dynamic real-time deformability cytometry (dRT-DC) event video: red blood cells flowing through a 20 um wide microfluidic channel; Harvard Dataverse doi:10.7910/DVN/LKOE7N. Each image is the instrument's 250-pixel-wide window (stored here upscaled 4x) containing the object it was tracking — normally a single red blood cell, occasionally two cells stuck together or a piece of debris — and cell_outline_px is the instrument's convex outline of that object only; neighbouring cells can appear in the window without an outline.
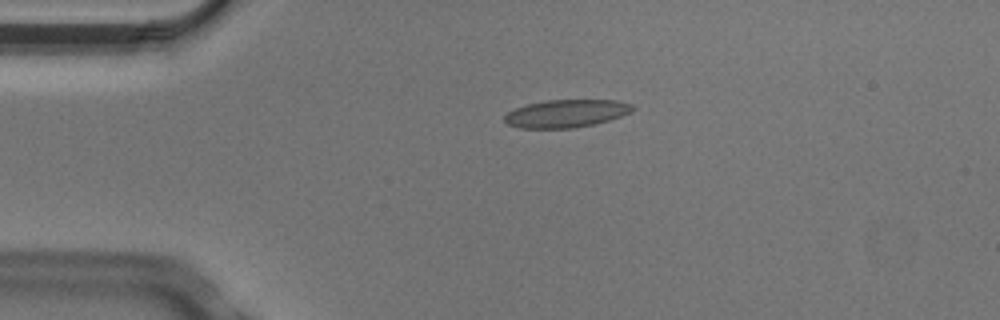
{"species": "Egyptian fruit bat (a non-hibernating species)", "species_latin": "Rousettus aegyptiacus", "temperature_condition": "cold", "stored_images_in_passage": 4, "camera_frame_rate_fps": 3000, "um_per_image_px": 0.085, "animal": {"sex": "male"}, "frame": {"image": 1, "passage_image": 3, "time_ms": 0.667, "image_size_px": [1000, 320], "cell_outline_px": [[636, 108], [632, 112], [596, 124], [572, 128], [520, 128], [508, 124], [504, 120], [504, 116], [508, 112], [516, 108], [528, 104], [548, 100], [616, 100], [632, 104]], "centroid_in_image_um": [48.16, 9.65], "position_along_channel_um": 36.8, "area_um2": 20.69}}